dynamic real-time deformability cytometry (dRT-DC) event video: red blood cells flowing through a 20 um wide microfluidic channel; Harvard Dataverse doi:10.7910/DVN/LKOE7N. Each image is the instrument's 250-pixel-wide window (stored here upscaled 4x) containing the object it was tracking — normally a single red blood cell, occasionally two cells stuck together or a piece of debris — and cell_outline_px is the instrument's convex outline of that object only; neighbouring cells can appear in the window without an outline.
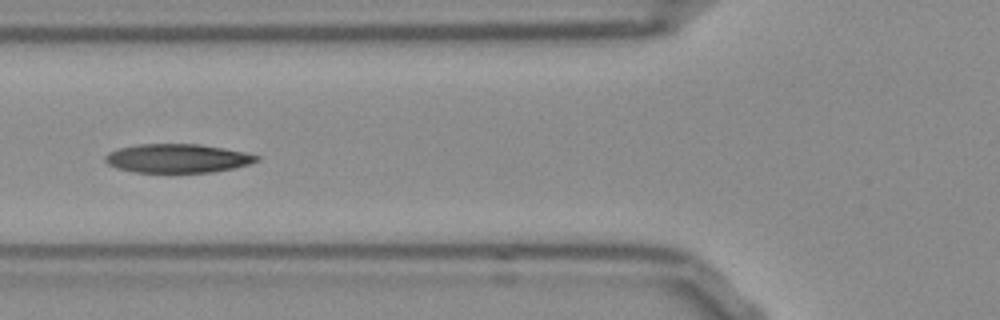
{"species": "Egyptian fruit bat (a non-hibernating species)", "species_latin": "Rousettus aegyptiacus", "temperature_condition": "room temperature", "stored_images_in_passage": 18, "camera_frame_rate_fps": 3000, "um_per_image_px": 0.085, "frame": {"image": 1, "passage_image": 6, "time_ms": 1.667, "image_size_px": [1000, 320], "cell_outline_px": [[260, 160], [248, 164], [232, 168], [212, 172], [132, 172], [116, 168], [108, 164], [104, 160], [104, 156], [108, 152], [120, 148], [136, 144], [200, 144], [224, 148], [244, 152], [260, 156]], "centroid_in_image_um": [15.05, 13.45], "position_along_channel_um": 110.7, "area_um2": 25.43}}